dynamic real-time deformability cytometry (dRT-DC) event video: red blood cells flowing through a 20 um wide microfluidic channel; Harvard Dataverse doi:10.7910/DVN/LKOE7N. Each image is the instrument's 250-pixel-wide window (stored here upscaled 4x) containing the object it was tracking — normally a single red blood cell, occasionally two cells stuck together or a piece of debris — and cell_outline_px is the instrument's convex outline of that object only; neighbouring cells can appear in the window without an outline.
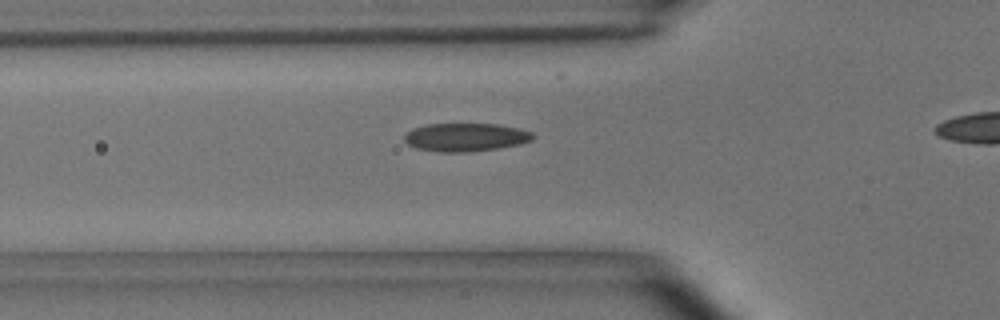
{"species": "common noctule bat (a hibernating species)", "species_latin": "Nyctalus noctula", "temperature_condition": "room temperature", "stored_images_in_passage": 37, "camera_frame_rate_fps": 3000, "um_per_image_px": 0.085, "animal": {"sex": "male", "body_mass_g": 15.6}, "frame": {"image": 1, "passage_image": 11, "time_ms": 3.333, "image_size_px": [1000, 320], "cell_outline_px": [[536, 136], [532, 140], [520, 144], [472, 152], [444, 152], [416, 148], [408, 144], [404, 140], [404, 136], [412, 128], [428, 124], [496, 124], [520, 128], [532, 132]], "centroid_in_image_um": [39.6, 11.66], "position_along_channel_um": 86.2, "area_um2": 21.15}}